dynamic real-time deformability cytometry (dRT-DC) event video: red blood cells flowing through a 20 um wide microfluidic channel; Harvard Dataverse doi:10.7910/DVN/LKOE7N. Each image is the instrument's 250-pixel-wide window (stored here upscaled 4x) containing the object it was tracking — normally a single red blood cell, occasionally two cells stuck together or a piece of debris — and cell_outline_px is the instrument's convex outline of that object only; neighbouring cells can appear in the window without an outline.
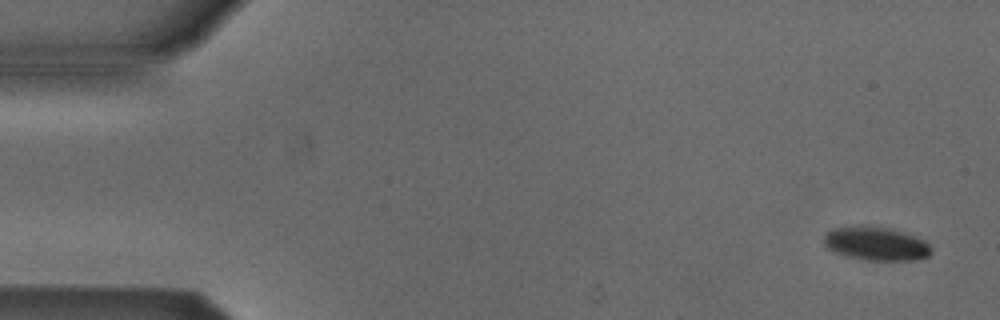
{"species": "Egyptian fruit bat (a non-hibernating species)", "species_latin": "Rousettus aegyptiacus", "temperature_condition": "cold", "stored_images_in_passage": 4, "camera_frame_rate_fps": 3000, "um_per_image_px": 0.085, "animal": {"sex": "male"}, "frame": {"image": 1, "passage_image": 1, "time_ms": 0.0, "image_size_px": [1000, 320], "cell_outline_px": [[932, 252], [928, 256], [916, 260], [864, 260], [848, 256], [836, 252], [828, 248], [824, 244], [824, 236], [828, 232], [836, 228], [888, 228], [904, 232], [924, 240], [932, 248]], "centroid_in_image_um": [74.53, 20.75], "position_along_channel_um": 10.5, "area_um2": 20.29}}
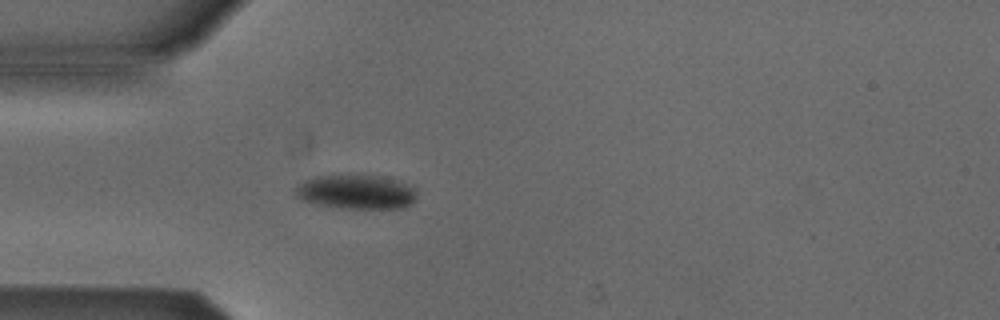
{"frame": {"image": 2, "passage_image": 4, "time_ms": 4.333, "image_size_px": [1000, 320], "cell_outline_px": [[416, 200], [412, 204], [404, 208], [340, 208], [316, 204], [300, 200], [292, 192], [292, 188], [296, 184], [312, 176], [348, 172], [380, 176], [404, 184], [412, 188], [416, 192]], "centroid_in_image_um": [30.15, 16.28], "position_along_channel_um": 54.9, "area_um2": 25.2}}